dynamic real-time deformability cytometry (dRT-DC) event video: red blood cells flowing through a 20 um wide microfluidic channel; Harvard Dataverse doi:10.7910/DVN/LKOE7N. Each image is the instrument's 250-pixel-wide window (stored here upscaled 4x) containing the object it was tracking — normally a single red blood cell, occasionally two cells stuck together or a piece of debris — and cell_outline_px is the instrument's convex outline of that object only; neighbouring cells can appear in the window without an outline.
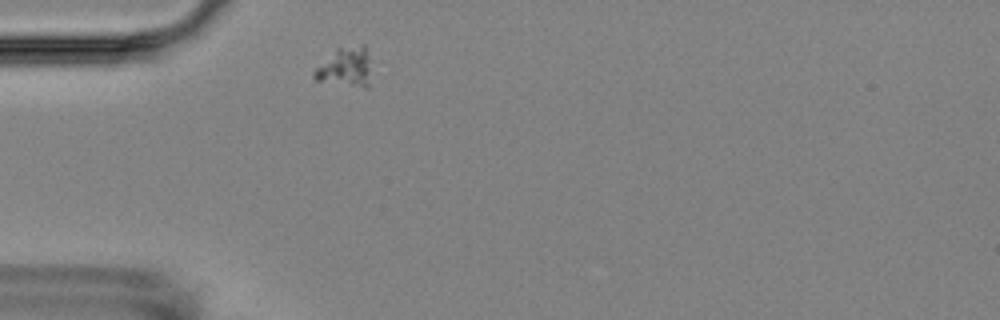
{"species": "Egyptian fruit bat (a non-hibernating species)", "species_latin": "Rousettus aegyptiacus", "temperature_condition": "room temperature", "stored_images_in_passage": 6, "camera_frame_rate_fps": 3000, "um_per_image_px": 0.085, "animal": {"sex": "female"}, "frame": {"image": 1, "passage_image": 1, "time_ms": 0.0, "image_size_px": [1000, 320], "cell_outline_px": [[368, 88], [364, 88], [316, 80], [312, 76], [312, 72], [336, 48], [364, 44], [368, 68]], "centroid_in_image_um": [29.3, 5.72], "position_along_channel_um": 55.7, "area_um2": 12.6}}
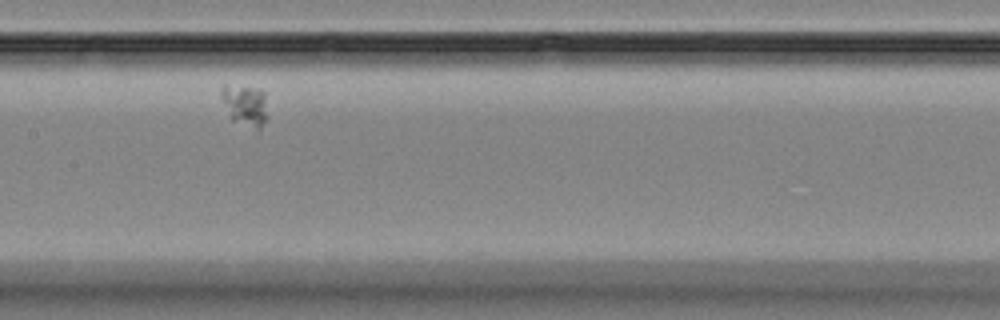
{"frame": {"image": 2, "passage_image": 5, "time_ms": 4.667, "image_size_px": [1000, 320], "cell_outline_px": [[268, 116], [260, 132], [232, 120], [220, 92], [220, 88], [224, 84], [260, 88], [264, 92]], "centroid_in_image_um": [20.89, 8.95], "position_along_channel_um": 186.5, "area_um2": 11.39}}
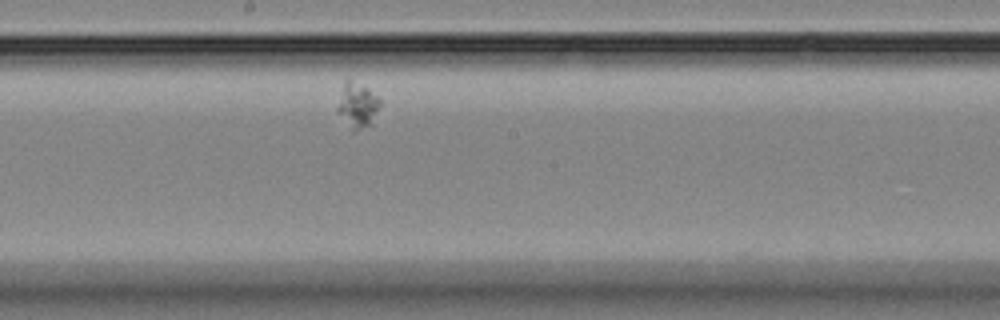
{"frame": {"image": 3, "passage_image": 6, "time_ms": 5.667, "image_size_px": [1000, 320], "cell_outline_px": [[380, 104], [372, 124], [352, 132], [336, 112], [336, 108], [344, 84], [348, 76], [368, 88], [380, 100]], "centroid_in_image_um": [30.35, 8.95], "position_along_channel_um": 217.8, "area_um2": 11.33}}